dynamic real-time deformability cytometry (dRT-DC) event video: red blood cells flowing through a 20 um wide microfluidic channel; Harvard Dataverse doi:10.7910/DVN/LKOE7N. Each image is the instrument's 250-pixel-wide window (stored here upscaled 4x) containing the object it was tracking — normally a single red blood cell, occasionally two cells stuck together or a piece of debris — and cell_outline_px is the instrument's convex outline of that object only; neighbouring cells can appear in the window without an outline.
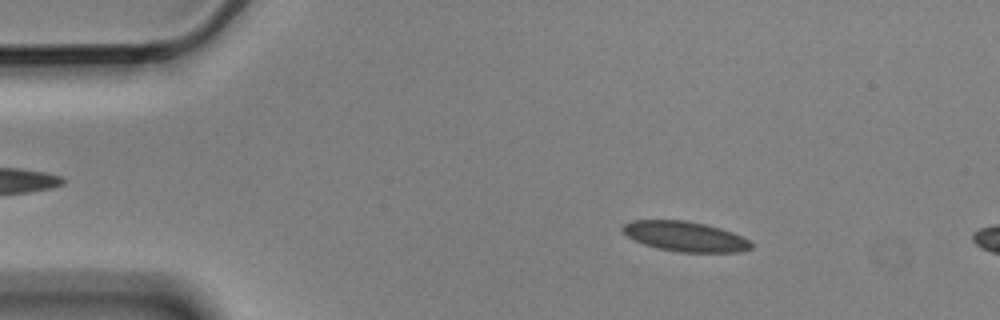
{"species": "Egyptian fruit bat (a non-hibernating species)", "species_latin": "Rousettus aegyptiacus", "temperature_condition": "cold", "stored_images_in_passage": 4, "camera_frame_rate_fps": 3000, "um_per_image_px": 0.085, "animal": {"sex": "male"}, "frame": {"image": 1, "passage_image": 2, "time_ms": 0.333, "image_size_px": [1000, 320], "cell_outline_px": [[752, 248], [740, 252], [676, 252], [656, 248], [644, 244], [628, 236], [620, 228], [624, 224], [632, 220], [684, 220], [704, 224], [720, 228], [732, 232], [752, 240]], "centroid_in_image_um": [58.26, 20.1], "position_along_channel_um": 26.7, "area_um2": 22.54}}